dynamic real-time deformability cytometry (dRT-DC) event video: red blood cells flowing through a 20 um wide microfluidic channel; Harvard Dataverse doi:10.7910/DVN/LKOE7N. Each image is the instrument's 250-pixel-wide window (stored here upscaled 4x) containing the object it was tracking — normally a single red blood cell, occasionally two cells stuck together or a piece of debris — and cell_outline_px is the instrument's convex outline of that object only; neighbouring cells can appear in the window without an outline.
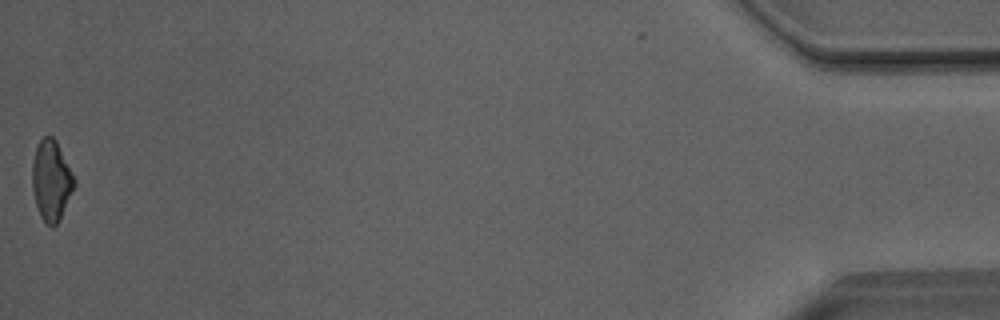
{"species": "Egyptian fruit bat (a non-hibernating species)", "species_latin": "Rousettus aegyptiacus", "temperature_condition": "room temperature", "stored_images_in_passage": 35, "camera_frame_rate_fps": 3000, "um_per_image_px": 0.085, "animal": {"sex": "male"}, "frame": {"image": 1, "passage_image": 35, "time_ms": 11.333, "image_size_px": [1000, 320], "cell_outline_px": [[76, 184], [60, 220], [52, 228], [40, 216], [36, 204], [32, 188], [32, 164], [36, 148], [40, 140], [44, 136], [52, 136], [56, 140], [76, 180]], "centroid_in_image_um": [4.37, 15.35], "position_along_channel_um": 430.8, "area_um2": 19.65}, "authors_computed_cell_mechanics": {"area_um2": 20.23, "velocity_mm_per_s": 4.0741, "shape_relaxation_time_tau1_ms": null, "shape_relaxation_time_tau2_ms": 2.7435, "deformation_change_tau1": null, "deformation_change_tau2": 0.1219}}